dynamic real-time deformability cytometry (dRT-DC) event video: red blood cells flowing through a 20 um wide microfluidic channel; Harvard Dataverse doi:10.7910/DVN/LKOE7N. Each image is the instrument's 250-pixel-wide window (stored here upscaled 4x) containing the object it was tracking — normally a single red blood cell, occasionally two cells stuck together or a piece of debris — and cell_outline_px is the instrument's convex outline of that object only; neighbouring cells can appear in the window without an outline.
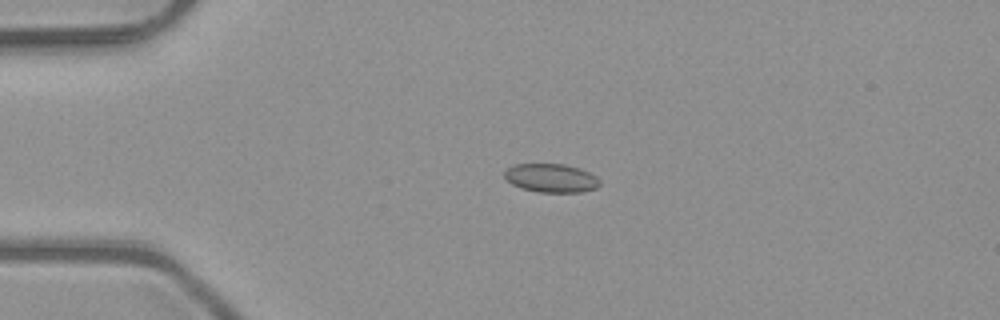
{"species": "common noctule bat (a hibernating species)", "species_latin": "Nyctalus noctula", "temperature_condition": "room temperature", "stored_images_in_passage": 4, "camera_frame_rate_fps": 3000, "um_per_image_px": 0.085, "animal": {"sex": "male", "body_mass_g": 23.1, "forearm_length_mm": 52.7}, "frame": {"image": 1, "passage_image": 2, "time_ms": 0.333, "image_size_px": [1000, 320], "cell_outline_px": [[600, 184], [596, 188], [580, 192], [536, 192], [512, 184], [504, 176], [504, 172], [512, 164], [564, 164], [580, 168], [596, 176], [600, 180]], "centroid_in_image_um": [46.86, 15.13], "position_along_channel_um": 38.1, "area_um2": 15.84}}
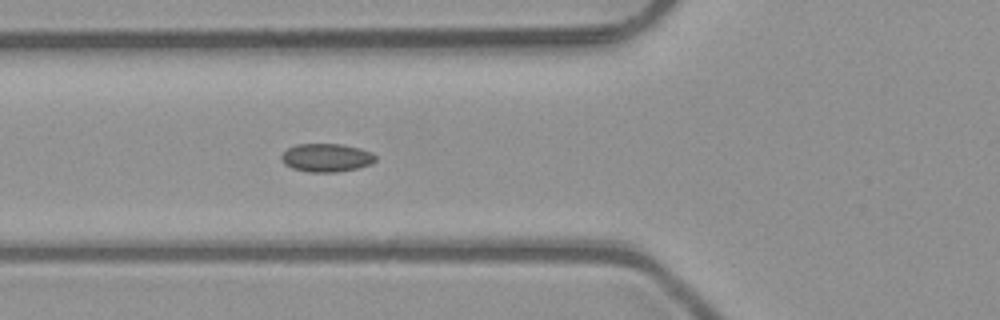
{"frame": {"image": 2, "passage_image": 4, "time_ms": 1.0, "image_size_px": [1000, 320], "cell_outline_px": [[376, 160], [372, 164], [356, 168], [336, 172], [308, 172], [292, 168], [284, 164], [280, 160], [280, 156], [288, 148], [296, 144], [340, 144], [360, 148], [372, 152], [376, 156]], "centroid_in_image_um": [27.74, 13.4], "position_along_channel_um": 98.1, "area_um2": 15.61}}